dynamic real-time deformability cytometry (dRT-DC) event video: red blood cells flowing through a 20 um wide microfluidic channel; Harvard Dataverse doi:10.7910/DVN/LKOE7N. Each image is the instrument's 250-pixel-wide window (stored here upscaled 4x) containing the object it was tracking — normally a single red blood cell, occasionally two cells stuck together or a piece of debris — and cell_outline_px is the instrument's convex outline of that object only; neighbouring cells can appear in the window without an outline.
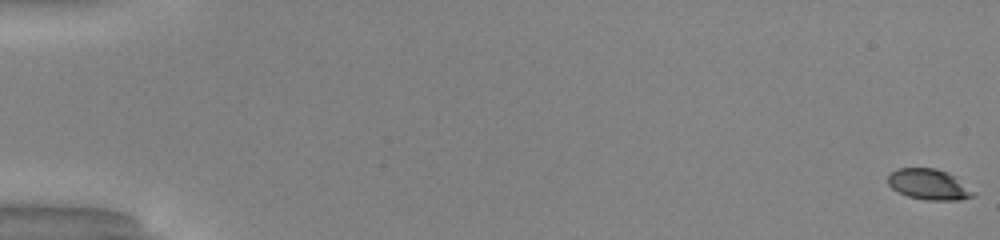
{"species": "common noctule bat (a hibernating species)", "species_latin": "Nyctalus noctula", "temperature_condition": "warm", "stored_images_in_passage": 52, "camera_frame_rate_fps": 3000, "um_per_image_px": 0.085, "animal": {"sex": "male", "body_mass_g": 20.0, "forearm_length_mm": 53.3}, "frame": {"image": 1, "passage_image": 1, "time_ms": 0.0, "image_size_px": [1000, 240], "cell_outline_px": [[976, 196], [960, 200], [924, 200], [908, 196], [892, 188], [888, 184], [888, 176], [896, 168], [936, 168], [948, 172], [956, 176], [976, 192]], "centroid_in_image_um": [79.01, 15.67], "position_along_channel_um": 6.0, "area_um2": 15.49}}
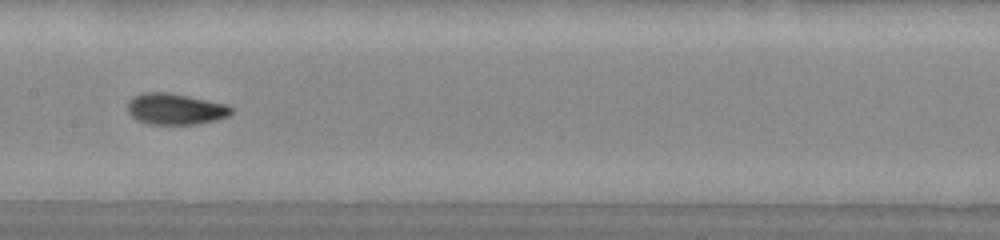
{"frame": {"image": 2, "passage_image": 28, "time_ms": 9.0, "image_size_px": [1000, 240], "cell_outline_px": [[232, 112], [228, 116], [216, 120], [196, 124], [148, 124], [136, 120], [128, 112], [128, 100], [144, 92], [168, 92], [228, 104], [232, 108]], "centroid_in_image_um": [14.91, 9.27], "position_along_channel_um": 192.5, "area_um2": 18.84}}
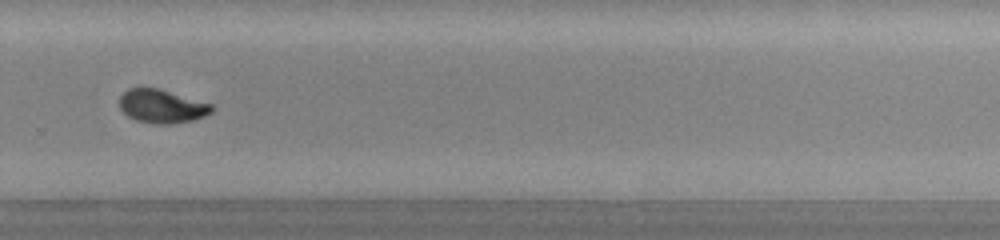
{"frame": {"image": 3, "passage_image": 37, "time_ms": 12.0, "image_size_px": [1000, 240], "cell_outline_px": [[216, 108], [212, 112], [204, 116], [192, 120], [172, 124], [156, 124], [136, 120], [128, 116], [120, 108], [120, 96], [128, 88], [160, 88], [212, 104]], "centroid_in_image_um": [13.78, 9.03], "position_along_channel_um": 316.0, "area_um2": 18.09}, "authors_computed_cell_mechanics": {"area_um2": 17.918, "velocity_mm_per_s": 4.1275, "shape_relaxation_time_tau1_ms": 3.8824, "shape_relaxation_time_tau2_ms": 0.8026, "deformation_change_tau1": 0.1911, "deformation_change_tau2": 0.0496}}